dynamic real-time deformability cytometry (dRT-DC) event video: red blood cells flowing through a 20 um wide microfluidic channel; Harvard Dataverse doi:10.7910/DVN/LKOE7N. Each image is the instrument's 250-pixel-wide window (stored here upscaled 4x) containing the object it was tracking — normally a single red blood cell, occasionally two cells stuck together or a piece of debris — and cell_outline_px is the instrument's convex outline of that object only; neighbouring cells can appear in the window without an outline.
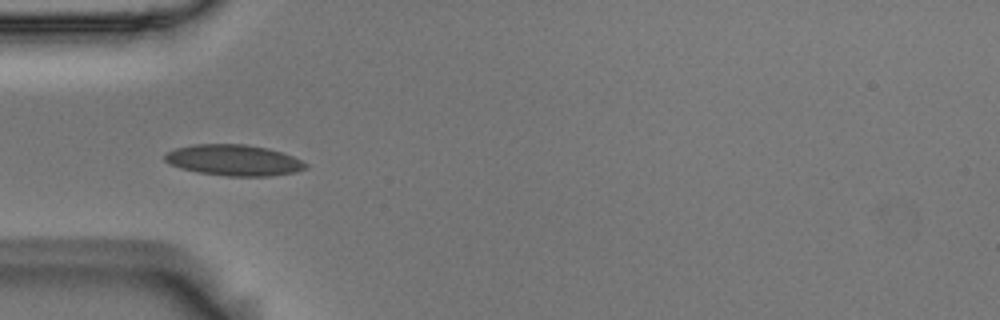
{"species": "Egyptian fruit bat (a non-hibernating species)", "species_latin": "Rousettus aegyptiacus", "temperature_condition": "room temperature", "stored_images_in_passage": 38, "camera_frame_rate_fps": 3000, "um_per_image_px": 0.085, "animal": {"sex": "male"}, "frame": {"image": 1, "passage_image": 1, "time_ms": 0.0, "image_size_px": [1000, 320], "cell_outline_px": [[308, 168], [296, 172], [268, 176], [228, 176], [196, 172], [180, 168], [168, 164], [164, 160], [164, 156], [168, 152], [176, 148], [196, 144], [244, 144], [268, 148], [292, 156], [308, 164]], "centroid_in_image_um": [19.86, 13.62], "position_along_channel_um": 65.1, "area_um2": 25.43}}
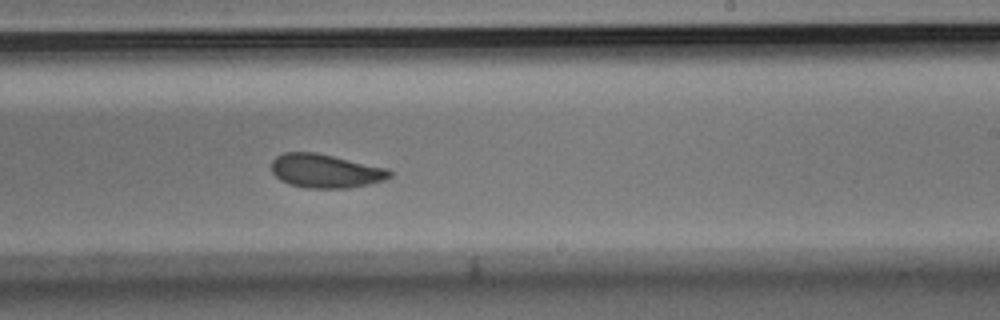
{"frame": {"image": 2, "passage_image": 17, "time_ms": 5.333, "image_size_px": [1000, 320], "cell_outline_px": [[392, 176], [384, 180], [368, 184], [348, 188], [308, 188], [288, 184], [280, 180], [272, 172], [272, 160], [276, 156], [284, 152], [312, 152], [332, 156], [388, 168], [392, 172]], "centroid_in_image_um": [27.66, 14.54], "position_along_channel_um": 261.3, "area_um2": 23.18}}
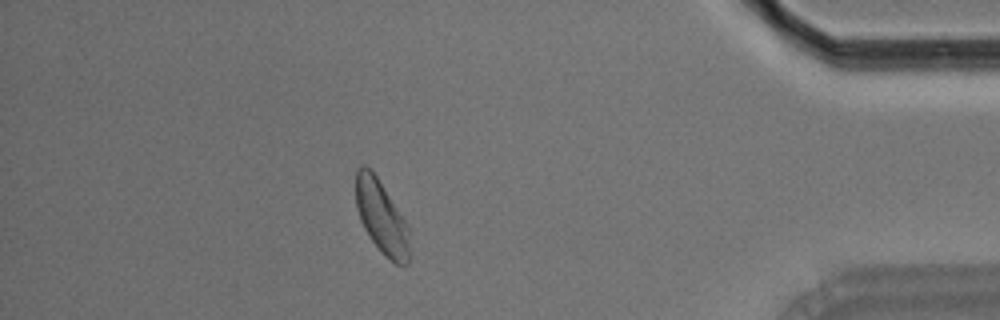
{"frame": {"image": 3, "passage_image": 32, "time_ms": 10.333, "image_size_px": [1000, 320], "cell_outline_px": [[408, 264], [396, 264], [384, 256], [372, 240], [364, 228], [360, 220], [356, 208], [356, 168], [364, 164], [376, 176], [408, 224]], "centroid_in_image_um": [32.4, 18.45], "position_along_channel_um": 402.8, "area_um2": 22.54}, "authors_computed_cell_mechanics": {"area_um2": 23.5535, "velocity_mm_per_s": 3.6829, "shape_relaxation_time_tau1_ms": 5.463, "shape_relaxation_time_tau2_ms": 1.7754, "deformation_change_tau1": 0.1009, "deformation_change_tau2": 0.059}}